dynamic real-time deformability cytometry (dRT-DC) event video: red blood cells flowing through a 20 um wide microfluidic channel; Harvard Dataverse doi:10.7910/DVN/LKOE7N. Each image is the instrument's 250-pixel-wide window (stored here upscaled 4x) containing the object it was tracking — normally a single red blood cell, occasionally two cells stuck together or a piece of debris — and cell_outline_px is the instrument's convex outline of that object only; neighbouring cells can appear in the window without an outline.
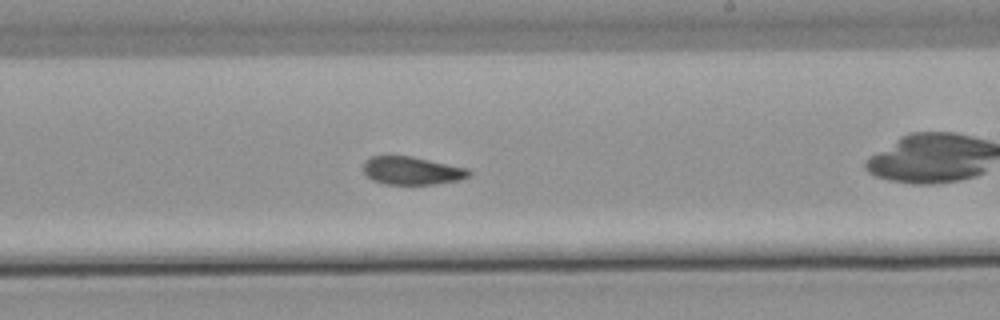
{"species": "common noctule bat (a hibernating species)", "species_latin": "Nyctalus noctula", "temperature_condition": "warm", "stored_images_in_passage": 41, "camera_frame_rate_fps": 3000, "um_per_image_px": 0.085, "animal": {"sex": "male", "body_mass_g": 21.5, "forearm_length_mm": 52.0}, "frame": {"image": 1, "passage_image": 18, "time_ms": 5.667, "image_size_px": [1000, 320], "cell_outline_px": [[472, 176], [460, 180], [436, 184], [384, 184], [372, 180], [364, 172], [364, 164], [372, 156], [412, 156], [468, 168], [472, 172]], "centroid_in_image_um": [35.08, 14.51], "position_along_channel_um": 253.9, "area_um2": 17.28}, "authors_computed_cell_mechanics": {"area_um2": 17.8024, "velocity_mm_per_s": 3.8131, "shape_relaxation_time_tau1_ms": null, "shape_relaxation_time_tau2_ms": 3.9611, "deformation_change_tau1": null, "deformation_change_tau2": 0.0874}}